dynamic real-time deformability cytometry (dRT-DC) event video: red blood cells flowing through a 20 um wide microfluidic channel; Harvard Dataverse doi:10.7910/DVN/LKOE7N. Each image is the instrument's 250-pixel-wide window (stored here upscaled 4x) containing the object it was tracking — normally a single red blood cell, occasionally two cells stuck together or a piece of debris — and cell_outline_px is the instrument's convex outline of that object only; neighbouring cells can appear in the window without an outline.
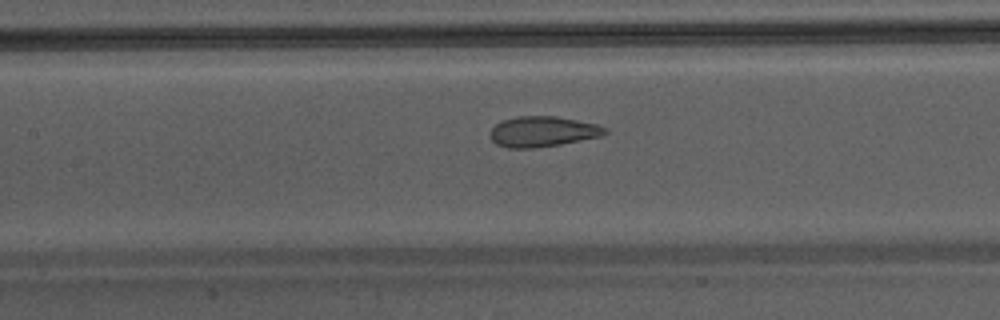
{"species": "Egyptian fruit bat (a non-hibernating species)", "species_latin": "Rousettus aegyptiacus", "temperature_condition": "warm", "stored_images_in_passage": 36, "camera_frame_rate_fps": 3000, "um_per_image_px": 0.085, "animal": {"sex": "male"}, "frame": {"image": 1, "passage_image": 17, "time_ms": 5.333, "image_size_px": [1000, 320], "cell_outline_px": [[608, 132], [600, 136], [560, 144], [532, 148], [508, 148], [496, 144], [492, 140], [488, 132], [496, 124], [504, 120], [516, 116], [556, 116], [596, 124], [604, 128]], "centroid_in_image_um": [46.07, 11.18], "position_along_channel_um": 161.3, "area_um2": 20.17}}
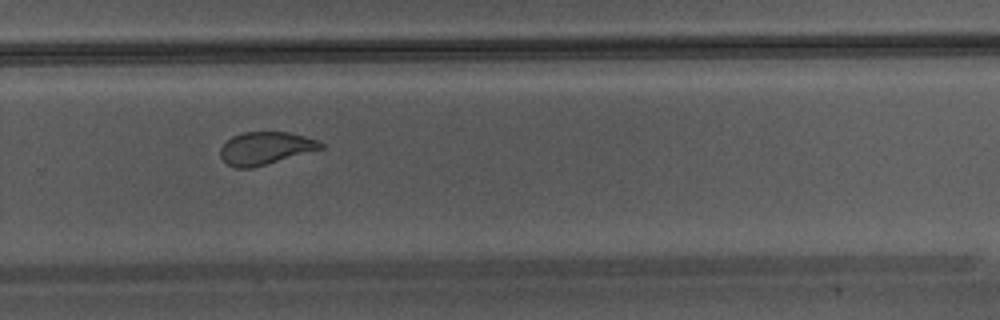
{"frame": {"image": 2, "passage_image": 27, "time_ms": 8.667, "image_size_px": [1000, 320], "cell_outline_px": [[324, 148], [252, 168], [236, 168], [228, 164], [220, 156], [220, 148], [232, 136], [244, 132], [288, 132], [320, 140], [324, 144]], "centroid_in_image_um": [22.58, 12.59], "position_along_channel_um": 307.2, "area_um2": 19.02}}
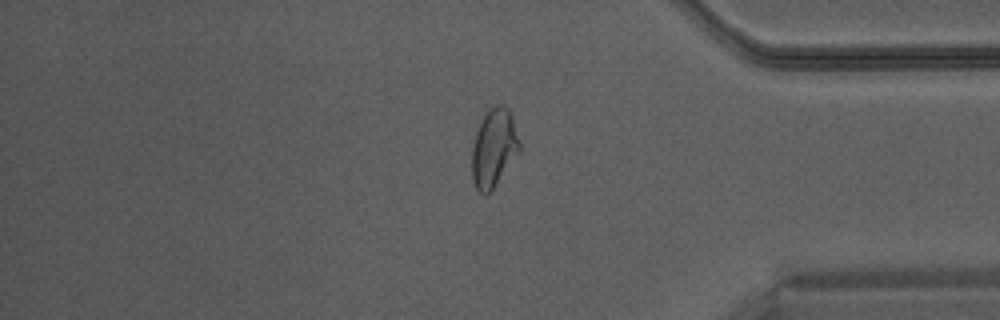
{"frame": {"image": 3, "passage_image": 34, "time_ms": 11.0, "image_size_px": [1000, 320], "cell_outline_px": [[520, 148], [492, 188], [488, 192], [480, 192], [476, 188], [472, 180], [472, 144], [480, 120], [488, 108], [496, 104], [504, 104], [508, 108], [512, 116], [520, 144]], "centroid_in_image_um": [41.94, 12.48], "position_along_channel_um": 393.3, "area_um2": 21.21}}